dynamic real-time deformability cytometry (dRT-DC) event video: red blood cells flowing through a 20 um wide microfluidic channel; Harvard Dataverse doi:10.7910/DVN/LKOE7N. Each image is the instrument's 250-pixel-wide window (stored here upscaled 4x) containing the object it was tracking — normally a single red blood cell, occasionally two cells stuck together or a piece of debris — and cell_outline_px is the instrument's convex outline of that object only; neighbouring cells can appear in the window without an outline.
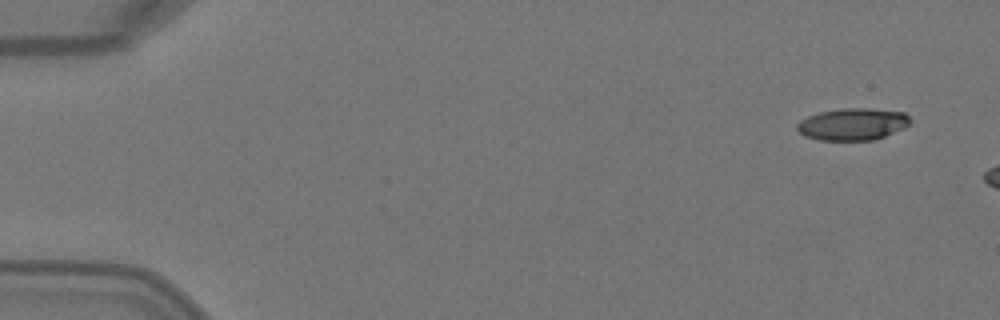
{"species": "Egyptian fruit bat (a non-hibernating species)", "species_latin": "Rousettus aegyptiacus", "temperature_condition": "warm", "stored_images_in_passage": 3, "camera_frame_rate_fps": 3000, "um_per_image_px": 0.085, "animal": {"sex": "female"}, "frame": {"image": 1, "passage_image": 1, "time_ms": 0.0, "image_size_px": [1000, 320], "cell_outline_px": [[912, 124], [904, 128], [876, 140], [820, 140], [804, 136], [796, 128], [796, 124], [800, 120], [808, 116], [820, 112], [844, 108], [868, 108], [904, 112], [912, 120]], "centroid_in_image_um": [72.51, 10.56], "position_along_channel_um": 12.5, "area_um2": 21.27}}